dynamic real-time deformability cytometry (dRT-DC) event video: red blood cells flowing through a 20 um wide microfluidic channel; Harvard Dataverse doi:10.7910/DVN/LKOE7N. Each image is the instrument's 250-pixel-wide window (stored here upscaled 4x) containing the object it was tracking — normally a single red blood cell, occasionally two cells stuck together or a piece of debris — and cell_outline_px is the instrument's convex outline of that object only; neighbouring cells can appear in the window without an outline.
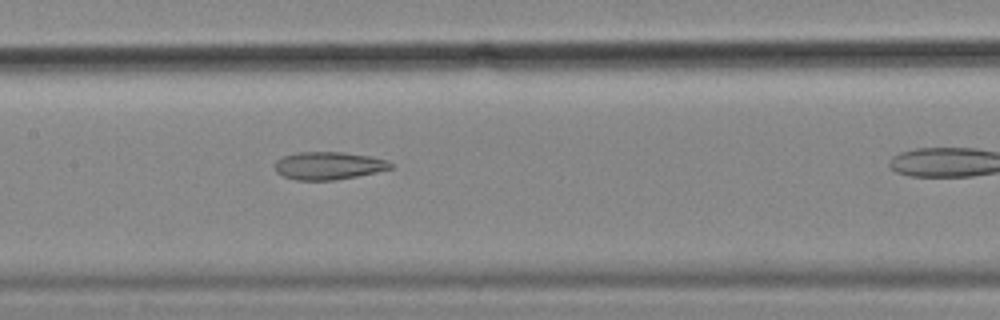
{"species": "common noctule bat (a hibernating species)", "species_latin": "Nyctalus noctula", "temperature_condition": "cold", "stored_images_in_passage": 32, "camera_frame_rate_fps": 3000, "um_per_image_px": 0.085, "animal": {"sex": "female", "body_mass_g": 18.4}, "frame": {"image": 1, "passage_image": 14, "time_ms": 4.333, "image_size_px": [1000, 320], "cell_outline_px": [[392, 168], [376, 172], [356, 176], [332, 180], [296, 180], [284, 176], [276, 172], [276, 160], [284, 156], [296, 152], [344, 152], [372, 156], [388, 160], [392, 164]], "centroid_in_image_um": [27.94, 14.07], "position_along_channel_um": 179.5, "area_um2": 18.67}}